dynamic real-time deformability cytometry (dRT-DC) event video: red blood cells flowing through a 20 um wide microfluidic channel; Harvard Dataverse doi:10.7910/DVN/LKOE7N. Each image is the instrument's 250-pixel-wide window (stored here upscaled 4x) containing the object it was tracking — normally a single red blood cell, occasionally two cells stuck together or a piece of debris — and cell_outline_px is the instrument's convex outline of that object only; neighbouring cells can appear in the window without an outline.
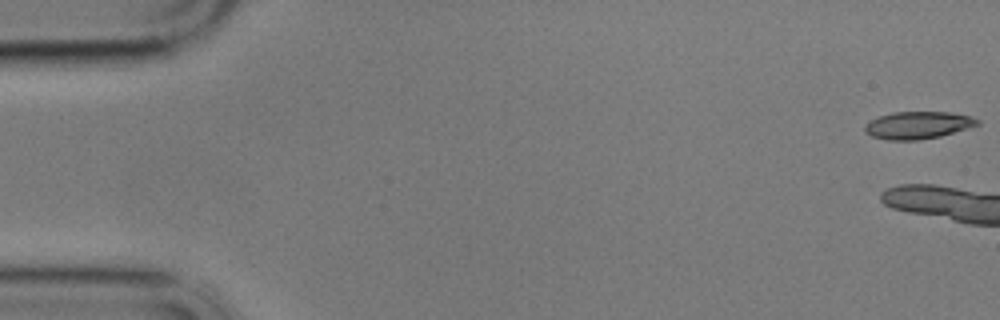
{"species": "common noctule bat (a hibernating species)", "species_latin": "Nyctalus noctula", "temperature_condition": "cold", "stored_images_in_passage": 5, "camera_frame_rate_fps": 3000, "um_per_image_px": 0.085, "animal": {"sex": "male", "body_mass_g": 17.9}, "frame": {"image": 1, "passage_image": 1, "time_ms": 0.0, "image_size_px": [1000, 320], "cell_outline_px": [[980, 124], [968, 128], [940, 136], [916, 140], [888, 140], [872, 136], [864, 132], [864, 128], [872, 120], [880, 116], [892, 112], [948, 112], [972, 116], [980, 120]], "centroid_in_image_um": [78.05, 10.64], "position_along_channel_um": 6.9, "area_um2": 17.8}}